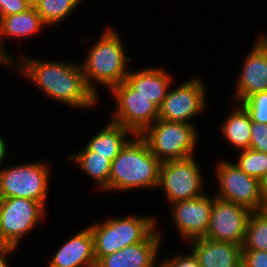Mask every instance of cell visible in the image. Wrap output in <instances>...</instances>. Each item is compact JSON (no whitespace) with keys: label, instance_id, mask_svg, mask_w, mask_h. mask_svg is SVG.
I'll return each mask as SVG.
<instances>
[{"label":"cell","instance_id":"16","mask_svg":"<svg viewBox=\"0 0 267 267\" xmlns=\"http://www.w3.org/2000/svg\"><path fill=\"white\" fill-rule=\"evenodd\" d=\"M94 237L86 227L63 243L51 259L49 267H96Z\"/></svg>","mask_w":267,"mask_h":267},{"label":"cell","instance_id":"6","mask_svg":"<svg viewBox=\"0 0 267 267\" xmlns=\"http://www.w3.org/2000/svg\"><path fill=\"white\" fill-rule=\"evenodd\" d=\"M45 162L22 163L0 169V198H27L46 207L50 169Z\"/></svg>","mask_w":267,"mask_h":267},{"label":"cell","instance_id":"36","mask_svg":"<svg viewBox=\"0 0 267 267\" xmlns=\"http://www.w3.org/2000/svg\"><path fill=\"white\" fill-rule=\"evenodd\" d=\"M27 1L31 6H33V4L36 2V0H25Z\"/></svg>","mask_w":267,"mask_h":267},{"label":"cell","instance_id":"14","mask_svg":"<svg viewBox=\"0 0 267 267\" xmlns=\"http://www.w3.org/2000/svg\"><path fill=\"white\" fill-rule=\"evenodd\" d=\"M235 101H245L249 96L267 91V36L261 34L246 57L237 79Z\"/></svg>","mask_w":267,"mask_h":267},{"label":"cell","instance_id":"3","mask_svg":"<svg viewBox=\"0 0 267 267\" xmlns=\"http://www.w3.org/2000/svg\"><path fill=\"white\" fill-rule=\"evenodd\" d=\"M102 35L81 64L86 84L97 97L95 83L111 90L125 81L129 73L126 66L131 61V58L125 55V47L118 32L107 27Z\"/></svg>","mask_w":267,"mask_h":267},{"label":"cell","instance_id":"2","mask_svg":"<svg viewBox=\"0 0 267 267\" xmlns=\"http://www.w3.org/2000/svg\"><path fill=\"white\" fill-rule=\"evenodd\" d=\"M160 167L146 141L134 135L112 160L108 191L158 188Z\"/></svg>","mask_w":267,"mask_h":267},{"label":"cell","instance_id":"32","mask_svg":"<svg viewBox=\"0 0 267 267\" xmlns=\"http://www.w3.org/2000/svg\"><path fill=\"white\" fill-rule=\"evenodd\" d=\"M6 148L7 147H6L5 139L2 136H0V169L2 168L1 163L4 160L5 155L7 153Z\"/></svg>","mask_w":267,"mask_h":267},{"label":"cell","instance_id":"33","mask_svg":"<svg viewBox=\"0 0 267 267\" xmlns=\"http://www.w3.org/2000/svg\"><path fill=\"white\" fill-rule=\"evenodd\" d=\"M260 183H261L262 194L267 200V172L264 175V177L261 179Z\"/></svg>","mask_w":267,"mask_h":267},{"label":"cell","instance_id":"27","mask_svg":"<svg viewBox=\"0 0 267 267\" xmlns=\"http://www.w3.org/2000/svg\"><path fill=\"white\" fill-rule=\"evenodd\" d=\"M249 148L267 154V124L252 121Z\"/></svg>","mask_w":267,"mask_h":267},{"label":"cell","instance_id":"20","mask_svg":"<svg viewBox=\"0 0 267 267\" xmlns=\"http://www.w3.org/2000/svg\"><path fill=\"white\" fill-rule=\"evenodd\" d=\"M106 125L85 146L90 151L96 152V155L107 156L112 161L130 140H127L126 135L134 136V134L112 120Z\"/></svg>","mask_w":267,"mask_h":267},{"label":"cell","instance_id":"35","mask_svg":"<svg viewBox=\"0 0 267 267\" xmlns=\"http://www.w3.org/2000/svg\"><path fill=\"white\" fill-rule=\"evenodd\" d=\"M7 244L2 240L0 235V248L6 246Z\"/></svg>","mask_w":267,"mask_h":267},{"label":"cell","instance_id":"15","mask_svg":"<svg viewBox=\"0 0 267 267\" xmlns=\"http://www.w3.org/2000/svg\"><path fill=\"white\" fill-rule=\"evenodd\" d=\"M160 235L155 229L142 242L103 257L96 267H150L157 262L160 241H162Z\"/></svg>","mask_w":267,"mask_h":267},{"label":"cell","instance_id":"30","mask_svg":"<svg viewBox=\"0 0 267 267\" xmlns=\"http://www.w3.org/2000/svg\"><path fill=\"white\" fill-rule=\"evenodd\" d=\"M187 255H174L173 258L164 259L162 262L165 264L166 267H201L197 257L194 255L192 251Z\"/></svg>","mask_w":267,"mask_h":267},{"label":"cell","instance_id":"8","mask_svg":"<svg viewBox=\"0 0 267 267\" xmlns=\"http://www.w3.org/2000/svg\"><path fill=\"white\" fill-rule=\"evenodd\" d=\"M45 209L41 202L27 198H0L2 240L17 248L22 237L43 220Z\"/></svg>","mask_w":267,"mask_h":267},{"label":"cell","instance_id":"24","mask_svg":"<svg viewBox=\"0 0 267 267\" xmlns=\"http://www.w3.org/2000/svg\"><path fill=\"white\" fill-rule=\"evenodd\" d=\"M82 1V0H81ZM80 4V0H36L33 7L47 25L66 19Z\"/></svg>","mask_w":267,"mask_h":267},{"label":"cell","instance_id":"4","mask_svg":"<svg viewBox=\"0 0 267 267\" xmlns=\"http://www.w3.org/2000/svg\"><path fill=\"white\" fill-rule=\"evenodd\" d=\"M155 226V217L136 215L112 217L89 226L94 237L96 263L129 245L142 242L156 228Z\"/></svg>","mask_w":267,"mask_h":267},{"label":"cell","instance_id":"5","mask_svg":"<svg viewBox=\"0 0 267 267\" xmlns=\"http://www.w3.org/2000/svg\"><path fill=\"white\" fill-rule=\"evenodd\" d=\"M151 153L160 161L180 160L194 156L197 129L192 123L158 119L140 135Z\"/></svg>","mask_w":267,"mask_h":267},{"label":"cell","instance_id":"17","mask_svg":"<svg viewBox=\"0 0 267 267\" xmlns=\"http://www.w3.org/2000/svg\"><path fill=\"white\" fill-rule=\"evenodd\" d=\"M201 267H242V246L197 238L188 242Z\"/></svg>","mask_w":267,"mask_h":267},{"label":"cell","instance_id":"23","mask_svg":"<svg viewBox=\"0 0 267 267\" xmlns=\"http://www.w3.org/2000/svg\"><path fill=\"white\" fill-rule=\"evenodd\" d=\"M242 250L267 251V209L251 213Z\"/></svg>","mask_w":267,"mask_h":267},{"label":"cell","instance_id":"25","mask_svg":"<svg viewBox=\"0 0 267 267\" xmlns=\"http://www.w3.org/2000/svg\"><path fill=\"white\" fill-rule=\"evenodd\" d=\"M235 164L247 175L261 181L267 172V154L248 148L242 150Z\"/></svg>","mask_w":267,"mask_h":267},{"label":"cell","instance_id":"18","mask_svg":"<svg viewBox=\"0 0 267 267\" xmlns=\"http://www.w3.org/2000/svg\"><path fill=\"white\" fill-rule=\"evenodd\" d=\"M46 26L36 9L31 6L25 12L0 18V39H5V37L16 39L31 37V34L32 36L35 35ZM2 39L0 40V60L5 66L8 64L11 66L14 60L9 53L5 52Z\"/></svg>","mask_w":267,"mask_h":267},{"label":"cell","instance_id":"28","mask_svg":"<svg viewBox=\"0 0 267 267\" xmlns=\"http://www.w3.org/2000/svg\"><path fill=\"white\" fill-rule=\"evenodd\" d=\"M242 267H267V251L242 250Z\"/></svg>","mask_w":267,"mask_h":267},{"label":"cell","instance_id":"29","mask_svg":"<svg viewBox=\"0 0 267 267\" xmlns=\"http://www.w3.org/2000/svg\"><path fill=\"white\" fill-rule=\"evenodd\" d=\"M30 7L25 0H0V18L25 12Z\"/></svg>","mask_w":267,"mask_h":267},{"label":"cell","instance_id":"11","mask_svg":"<svg viewBox=\"0 0 267 267\" xmlns=\"http://www.w3.org/2000/svg\"><path fill=\"white\" fill-rule=\"evenodd\" d=\"M206 90L199 78H192L174 90H168L159 107V119L191 123L189 119L206 108Z\"/></svg>","mask_w":267,"mask_h":267},{"label":"cell","instance_id":"10","mask_svg":"<svg viewBox=\"0 0 267 267\" xmlns=\"http://www.w3.org/2000/svg\"><path fill=\"white\" fill-rule=\"evenodd\" d=\"M110 91L116 102L110 120L119 123L134 135H141L159 119V108L150 99L139 95L125 81Z\"/></svg>","mask_w":267,"mask_h":267},{"label":"cell","instance_id":"34","mask_svg":"<svg viewBox=\"0 0 267 267\" xmlns=\"http://www.w3.org/2000/svg\"><path fill=\"white\" fill-rule=\"evenodd\" d=\"M150 267H166L164 263H160L159 265H156V262L153 263Z\"/></svg>","mask_w":267,"mask_h":267},{"label":"cell","instance_id":"26","mask_svg":"<svg viewBox=\"0 0 267 267\" xmlns=\"http://www.w3.org/2000/svg\"><path fill=\"white\" fill-rule=\"evenodd\" d=\"M239 104L248 112L251 121L267 124V91L255 93Z\"/></svg>","mask_w":267,"mask_h":267},{"label":"cell","instance_id":"1","mask_svg":"<svg viewBox=\"0 0 267 267\" xmlns=\"http://www.w3.org/2000/svg\"><path fill=\"white\" fill-rule=\"evenodd\" d=\"M20 64H11L48 97L75 108L96 106L98 97L88 88L81 64L27 58L21 54ZM18 65V66H17Z\"/></svg>","mask_w":267,"mask_h":267},{"label":"cell","instance_id":"12","mask_svg":"<svg viewBox=\"0 0 267 267\" xmlns=\"http://www.w3.org/2000/svg\"><path fill=\"white\" fill-rule=\"evenodd\" d=\"M251 213L241 205L214 197L210 225L205 238L243 246Z\"/></svg>","mask_w":267,"mask_h":267},{"label":"cell","instance_id":"7","mask_svg":"<svg viewBox=\"0 0 267 267\" xmlns=\"http://www.w3.org/2000/svg\"><path fill=\"white\" fill-rule=\"evenodd\" d=\"M219 192L215 197L234 202L251 212L267 209V200L262 194L260 180L247 175L235 163L222 160L217 163Z\"/></svg>","mask_w":267,"mask_h":267},{"label":"cell","instance_id":"13","mask_svg":"<svg viewBox=\"0 0 267 267\" xmlns=\"http://www.w3.org/2000/svg\"><path fill=\"white\" fill-rule=\"evenodd\" d=\"M173 221L183 241L205 237L210 225L213 197L203 194L200 197L181 200L171 204Z\"/></svg>","mask_w":267,"mask_h":267},{"label":"cell","instance_id":"9","mask_svg":"<svg viewBox=\"0 0 267 267\" xmlns=\"http://www.w3.org/2000/svg\"><path fill=\"white\" fill-rule=\"evenodd\" d=\"M201 171L193 156L161 162L158 188L164 190L168 203L200 197L204 194Z\"/></svg>","mask_w":267,"mask_h":267},{"label":"cell","instance_id":"19","mask_svg":"<svg viewBox=\"0 0 267 267\" xmlns=\"http://www.w3.org/2000/svg\"><path fill=\"white\" fill-rule=\"evenodd\" d=\"M171 79V76L163 69L149 67L139 71H129L125 82L159 108L171 88Z\"/></svg>","mask_w":267,"mask_h":267},{"label":"cell","instance_id":"22","mask_svg":"<svg viewBox=\"0 0 267 267\" xmlns=\"http://www.w3.org/2000/svg\"><path fill=\"white\" fill-rule=\"evenodd\" d=\"M67 158L79 165L83 173L93 179L94 183L96 182V187L108 191L112 161L107 156L96 155V152L90 151L85 146L84 149Z\"/></svg>","mask_w":267,"mask_h":267},{"label":"cell","instance_id":"21","mask_svg":"<svg viewBox=\"0 0 267 267\" xmlns=\"http://www.w3.org/2000/svg\"><path fill=\"white\" fill-rule=\"evenodd\" d=\"M240 105V106H239ZM234 108L221 125V134L232 146L245 150L249 148L252 121L245 108L239 104Z\"/></svg>","mask_w":267,"mask_h":267},{"label":"cell","instance_id":"31","mask_svg":"<svg viewBox=\"0 0 267 267\" xmlns=\"http://www.w3.org/2000/svg\"><path fill=\"white\" fill-rule=\"evenodd\" d=\"M17 249L14 246L6 245L4 247L0 248V267H9L10 264H8V256Z\"/></svg>","mask_w":267,"mask_h":267}]
</instances>
